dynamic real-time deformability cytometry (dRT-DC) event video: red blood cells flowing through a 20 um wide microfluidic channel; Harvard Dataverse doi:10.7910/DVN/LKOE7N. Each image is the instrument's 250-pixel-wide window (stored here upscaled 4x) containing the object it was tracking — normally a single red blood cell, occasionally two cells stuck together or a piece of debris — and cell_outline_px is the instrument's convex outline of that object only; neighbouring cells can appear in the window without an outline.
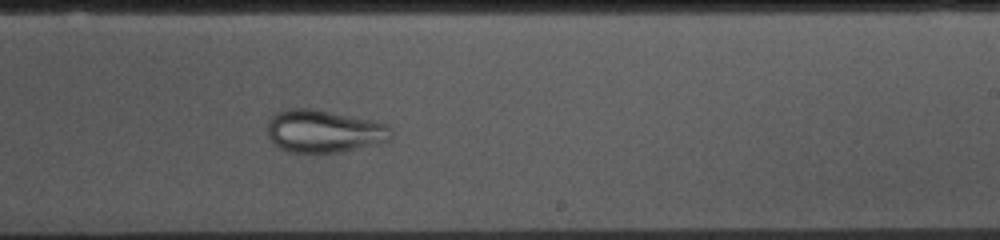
{"species": "common noctule bat (a hibernating species)", "species_latin": "Nyctalus noctula", "temperature_condition": "cold", "stored_images_in_passage": 53, "camera_frame_rate_fps": 3000, "um_per_image_px": 0.085, "animal": {"sex": "female", "body_mass_g": 10.0, "forearm_length_mm": 53.1}, "frame": {"image": 1, "passage_image": 31, "time_ms": 10.0, "image_size_px": [1000, 240], "cell_outline_px": [[392, 128], [388, 140], [340, 152], [288, 152], [276, 148], [272, 144], [268, 136], [268, 120], [272, 112], [288, 108], [312, 108], [372, 120], [388, 124]], "centroid_in_image_um": [27.44, 11.13], "position_along_channel_um": 261.6, "area_um2": 30.92}}